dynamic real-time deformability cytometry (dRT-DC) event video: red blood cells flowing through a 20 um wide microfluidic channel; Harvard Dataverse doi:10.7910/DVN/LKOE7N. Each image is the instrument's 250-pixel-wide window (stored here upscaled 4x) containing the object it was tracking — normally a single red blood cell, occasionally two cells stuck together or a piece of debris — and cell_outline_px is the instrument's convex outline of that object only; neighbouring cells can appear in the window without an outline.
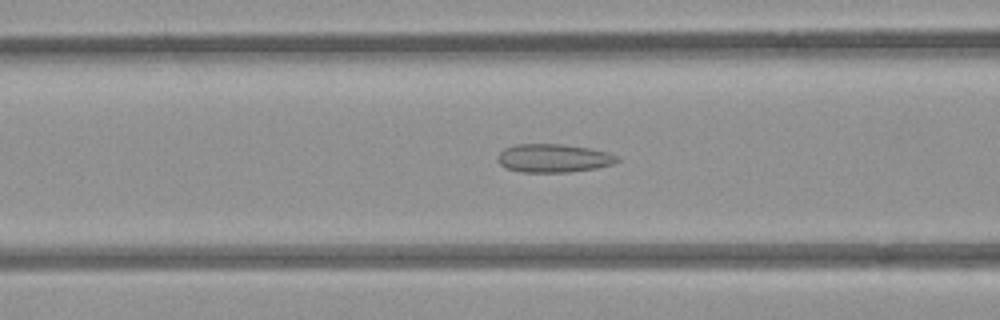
{"species": "common noctule bat (a hibernating species)", "species_latin": "Nyctalus noctula", "temperature_condition": "room temperature", "stored_images_in_passage": 52, "camera_frame_rate_fps": 3000, "um_per_image_px": 0.085, "animal": {"sex": "female", "body_mass_g": 21.9}, "frame": {"image": 1, "passage_image": 21, "time_ms": 6.667, "image_size_px": [1000, 320], "cell_outline_px": [[620, 160], [612, 164], [596, 168], [568, 172], [520, 172], [504, 168], [496, 160], [496, 156], [504, 148], [516, 144], [564, 144], [588, 148], [608, 152], [616, 156]], "centroid_in_image_um": [46.99, 13.44], "position_along_channel_um": 119.6, "area_um2": 19.88}}
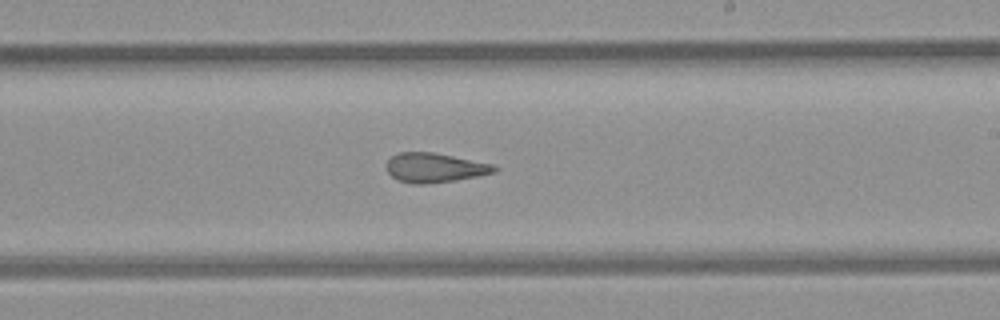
{"frame": {"image": 2, "passage_image": 31, "time_ms": 10.0, "image_size_px": [1000, 320], "cell_outline_px": [[500, 168], [496, 172], [456, 180], [424, 184], [412, 184], [400, 180], [392, 176], [388, 172], [384, 164], [392, 156], [400, 152], [432, 152], [496, 164]], "centroid_in_image_um": [36.98, 14.25], "position_along_channel_um": 252.0, "area_um2": 18.61}}
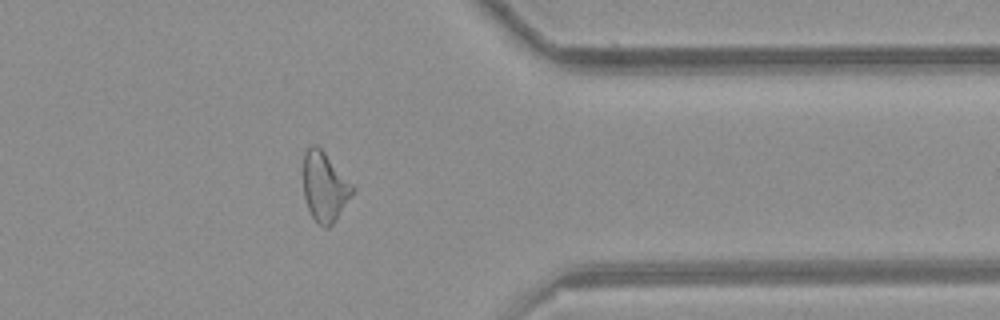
{"frame": {"image": 3, "passage_image": 42, "time_ms": 13.667, "image_size_px": [1000, 320], "cell_outline_px": [[356, 188], [332, 224], [328, 228], [324, 228], [312, 216], [308, 208], [304, 196], [304, 152], [312, 144], [316, 144], [324, 152]], "centroid_in_image_um": [27.59, 15.86], "position_along_channel_um": 383.8, "area_um2": 19.48}, "authors_computed_cell_mechanics": {"area_um2": 20.2589, "velocity_mm_per_s": 3.9727, "shape_relaxation_time_tau1_ms": null, "shape_relaxation_time_tau2_ms": 2.4325, "deformation_change_tau1": null, "deformation_change_tau2": 0.1019}}